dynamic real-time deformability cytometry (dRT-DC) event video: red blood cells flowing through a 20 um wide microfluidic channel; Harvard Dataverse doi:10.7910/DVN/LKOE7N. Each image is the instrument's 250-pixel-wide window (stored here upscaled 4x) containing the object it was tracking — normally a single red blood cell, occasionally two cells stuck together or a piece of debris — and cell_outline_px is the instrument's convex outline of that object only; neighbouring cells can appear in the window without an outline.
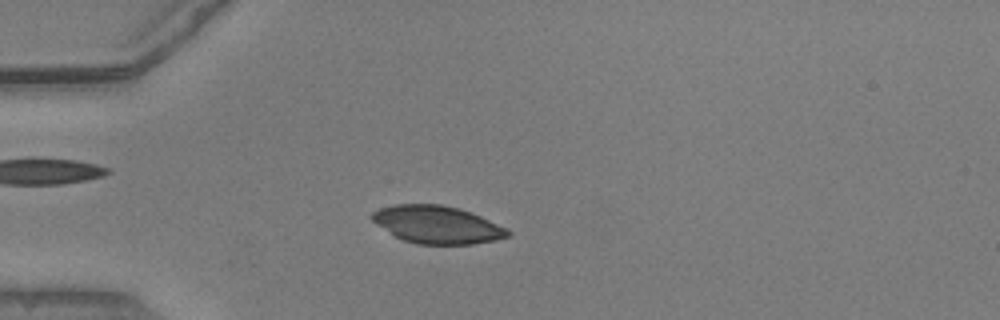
{"species": "common noctule bat (a hibernating species)", "species_latin": "Nyctalus noctula", "temperature_condition": "warm", "stored_images_in_passage": 53, "camera_frame_rate_fps": 3000, "um_per_image_px": 0.085, "animal": {"sex": "male", "body_mass_g": 20.5, "forearm_length_mm": 52.5}, "frame": {"image": 1, "passage_image": 15, "time_ms": 4.667, "image_size_px": [1000, 320], "cell_outline_px": [[512, 236], [496, 240], [472, 244], [416, 244], [404, 240], [396, 236], [376, 224], [368, 216], [372, 212], [380, 208], [396, 204], [440, 204], [460, 208], [472, 212], [508, 228], [512, 232]], "centroid_in_image_um": [37.2, 19.09], "position_along_channel_um": 47.8, "area_um2": 30.06}}
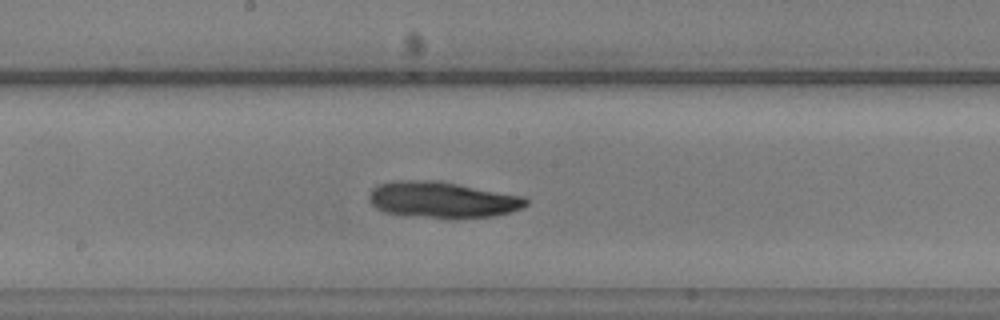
{"frame": {"image": 2, "passage_image": 29, "time_ms": 9.333, "image_size_px": [1000, 320], "cell_outline_px": [[528, 204], [524, 208], [492, 216], [428, 216], [384, 212], [376, 208], [368, 200], [368, 196], [372, 188], [380, 184], [396, 180], [440, 180], [524, 196], [528, 200]], "centroid_in_image_um": [37.6, 16.93], "position_along_channel_um": 210.6, "area_um2": 32.43}}
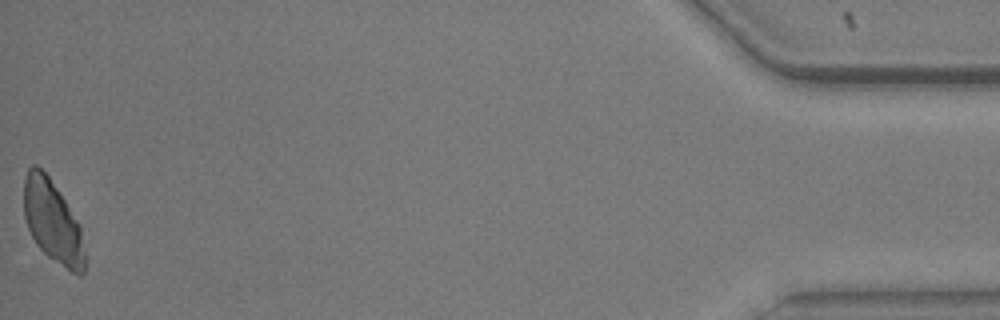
{"frame": {"image": 3, "passage_image": 53, "time_ms": 17.333, "image_size_px": [1000, 320], "cell_outline_px": [[84, 272], [80, 276], [72, 272], [48, 256], [36, 244], [28, 228], [24, 216], [24, 180], [28, 168], [32, 164], [36, 164], [48, 176], [80, 224], [84, 252]], "centroid_in_image_um": [4.46, 18.83], "position_along_channel_um": 430.7, "area_um2": 28.84}}